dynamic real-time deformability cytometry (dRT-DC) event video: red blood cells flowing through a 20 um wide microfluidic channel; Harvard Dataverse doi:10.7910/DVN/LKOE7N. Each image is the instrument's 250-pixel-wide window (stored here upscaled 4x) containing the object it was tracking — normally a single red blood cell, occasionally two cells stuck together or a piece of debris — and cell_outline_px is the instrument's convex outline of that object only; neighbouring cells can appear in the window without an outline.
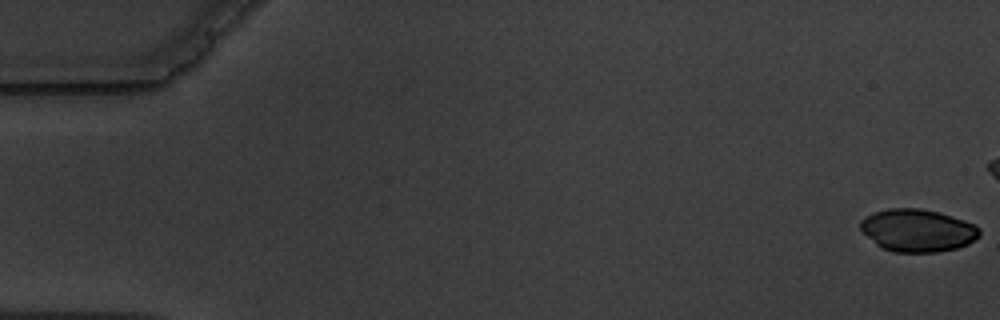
{"species": "common noctule bat (a hibernating species)", "species_latin": "Nyctalus noctula", "temperature_condition": "warm", "stored_images_in_passage": 9, "camera_frame_rate_fps": 3000, "um_per_image_px": 0.085, "animal": {"sex": "male", "body_mass_g": 19.5, "forearm_length_mm": 54.6}, "frame": {"image": 1, "passage_image": 1, "time_ms": 0.0, "image_size_px": [1000, 320], "cell_outline_px": [[980, 236], [968, 244], [956, 248], [936, 252], [892, 252], [880, 248], [860, 232], [860, 220], [864, 216], [872, 212], [888, 208], [920, 208], [940, 212], [964, 220], [980, 228]], "centroid_in_image_um": [77.93, 19.58], "position_along_channel_um": 7.1, "area_um2": 30.0}}
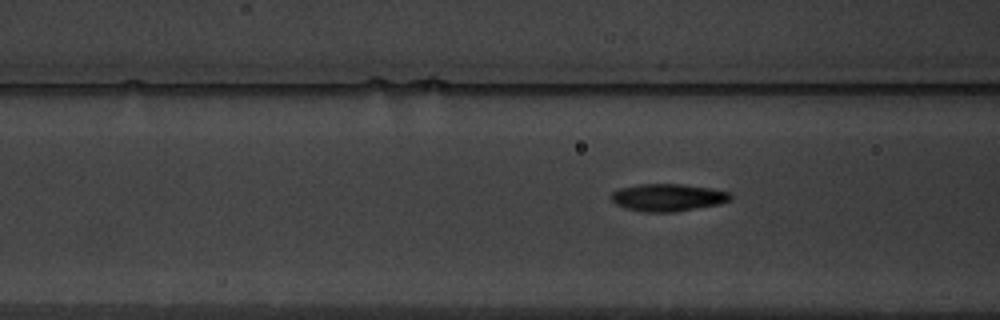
{"frame": {"image": 2, "passage_image": 9, "time_ms": 9.0, "image_size_px": [1000, 320], "cell_outline_px": [[732, 200], [720, 204], [676, 212], [640, 212], [624, 208], [616, 204], [608, 196], [612, 192], [620, 188], [640, 184], [680, 184], [708, 188], [728, 192], [732, 196]], "centroid_in_image_um": [56.73, 16.8], "position_along_channel_um": 109.9, "area_um2": 19.19}}